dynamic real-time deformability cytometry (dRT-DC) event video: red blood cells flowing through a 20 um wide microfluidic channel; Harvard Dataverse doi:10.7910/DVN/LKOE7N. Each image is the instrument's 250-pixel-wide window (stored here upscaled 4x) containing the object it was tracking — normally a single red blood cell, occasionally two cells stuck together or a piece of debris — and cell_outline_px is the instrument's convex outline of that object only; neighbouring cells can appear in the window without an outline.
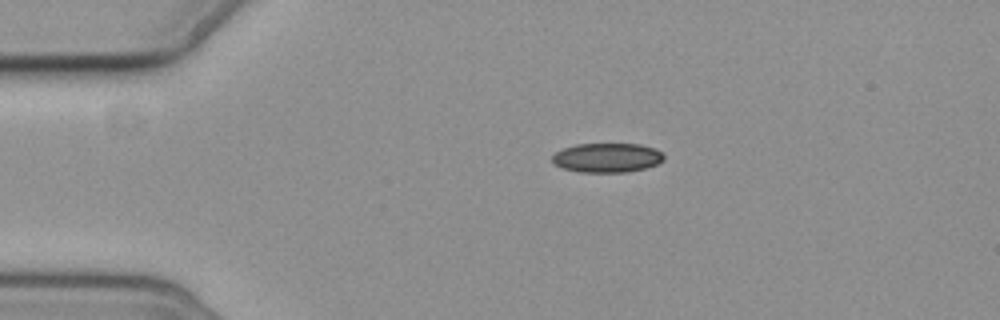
{"species": "common noctule bat (a hibernating species)", "species_latin": "Nyctalus noctula", "temperature_condition": "cold", "stored_images_in_passage": 6, "camera_frame_rate_fps": 3000, "um_per_image_px": 0.085, "animal": {"sex": "female", "body_mass_g": 19.3, "forearm_length_mm": 54.1}, "frame": {"image": 1, "passage_image": 1, "time_ms": 0.0, "image_size_px": [1000, 320], "cell_outline_px": [[664, 160], [648, 168], [628, 172], [580, 172], [560, 168], [552, 164], [552, 156], [556, 152], [564, 148], [576, 144], [640, 144], [656, 148], [664, 152]], "centroid_in_image_um": [51.62, 13.41], "position_along_channel_um": 33.4, "area_um2": 19.42}}
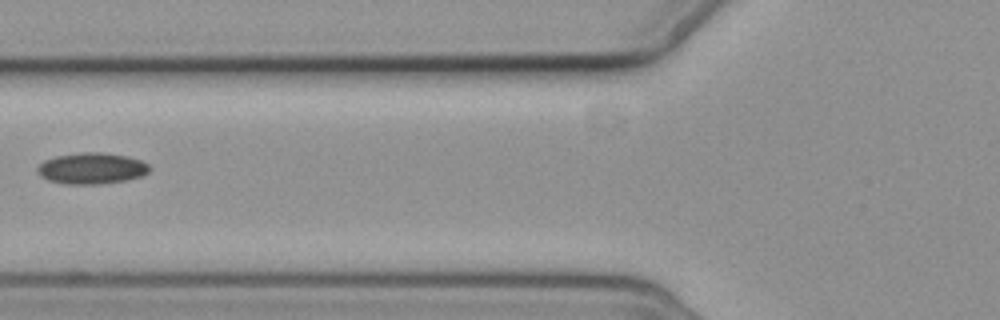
{"frame": {"image": 2, "passage_image": 4, "time_ms": 3.667, "image_size_px": [1000, 320], "cell_outline_px": [[152, 168], [148, 172], [140, 176], [124, 180], [96, 184], [64, 184], [48, 180], [40, 176], [36, 172], [36, 168], [44, 160], [56, 156], [80, 152], [104, 152], [128, 156], [140, 160], [148, 164]], "centroid_in_image_um": [7.76, 14.3], "position_along_channel_um": 118.0, "area_um2": 20.46}}
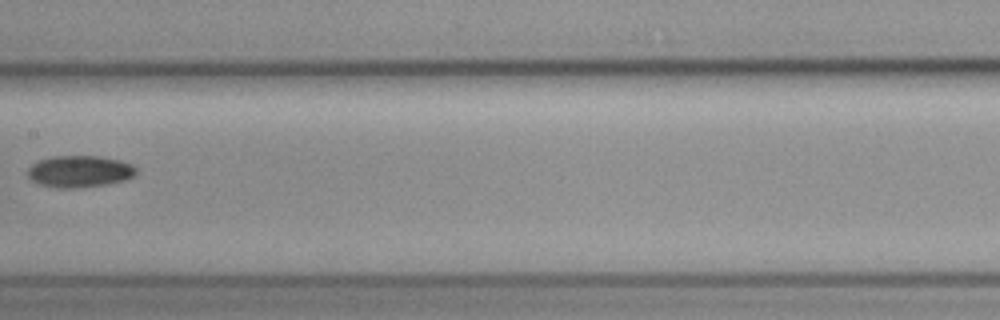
{"frame": {"image": 3, "passage_image": 6, "time_ms": 6.0, "image_size_px": [1000, 320], "cell_outline_px": [[136, 172], [132, 176], [124, 180], [108, 184], [76, 188], [56, 188], [40, 184], [32, 180], [28, 176], [28, 168], [32, 164], [40, 160], [52, 156], [100, 156], [120, 160], [132, 164], [136, 168]], "centroid_in_image_um": [6.76, 14.57], "position_along_channel_um": 200.6, "area_um2": 20.06}}